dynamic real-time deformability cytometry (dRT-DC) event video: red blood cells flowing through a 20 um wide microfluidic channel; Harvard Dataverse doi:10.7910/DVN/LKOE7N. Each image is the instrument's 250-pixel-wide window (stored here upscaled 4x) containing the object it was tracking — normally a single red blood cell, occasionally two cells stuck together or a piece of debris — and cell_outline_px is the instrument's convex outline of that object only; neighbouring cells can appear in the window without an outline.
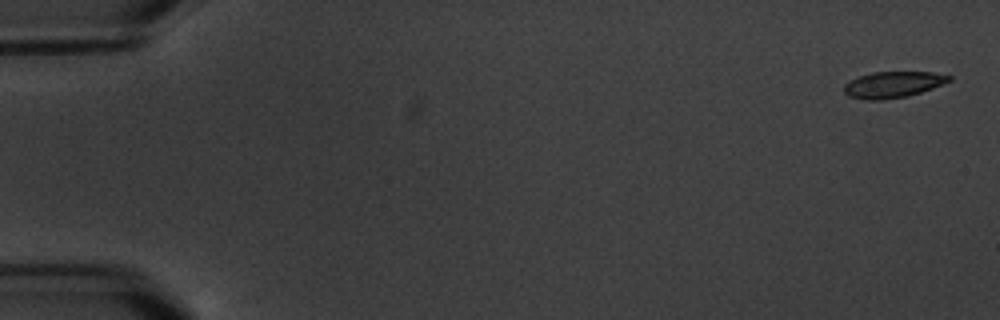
{"species": "common noctule bat (a hibernating species)", "species_latin": "Nyctalus noctula", "temperature_condition": "warm", "stored_images_in_passage": 5, "camera_frame_rate_fps": 3000, "um_per_image_px": 0.085, "animal": {"sex": "male", "body_mass_g": 20.1, "forearm_length_mm": 53.5}, "frame": {"image": 1, "passage_image": 1, "time_ms": 0.0, "image_size_px": [1000, 320], "cell_outline_px": [[952, 80], [932, 88], [908, 96], [884, 100], [864, 100], [848, 96], [844, 92], [844, 84], [860, 76], [872, 72], [932, 72], [952, 76]], "centroid_in_image_um": [75.89, 7.2], "position_along_channel_um": 9.1, "area_um2": 16.01}}
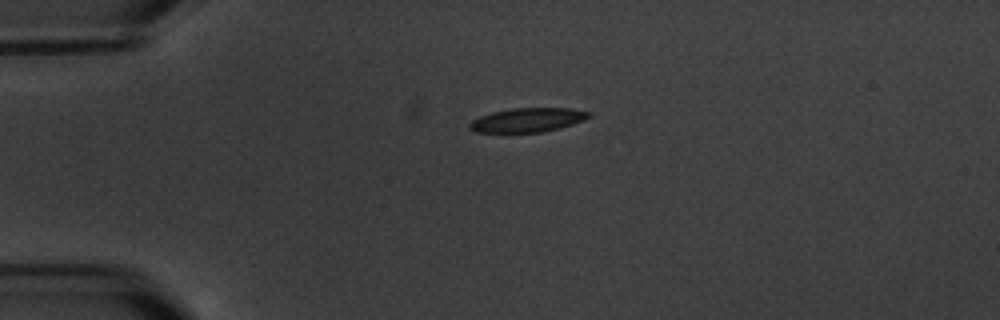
{"frame": {"image": 2, "passage_image": 4, "time_ms": 4.333, "image_size_px": [1000, 320], "cell_outline_px": [[592, 116], [584, 120], [560, 128], [544, 132], [476, 132], [468, 128], [468, 124], [472, 120], [480, 116], [492, 112], [512, 108], [568, 108], [592, 112]], "centroid_in_image_um": [44.86, 10.2], "position_along_channel_um": 40.1, "area_um2": 16.82}}